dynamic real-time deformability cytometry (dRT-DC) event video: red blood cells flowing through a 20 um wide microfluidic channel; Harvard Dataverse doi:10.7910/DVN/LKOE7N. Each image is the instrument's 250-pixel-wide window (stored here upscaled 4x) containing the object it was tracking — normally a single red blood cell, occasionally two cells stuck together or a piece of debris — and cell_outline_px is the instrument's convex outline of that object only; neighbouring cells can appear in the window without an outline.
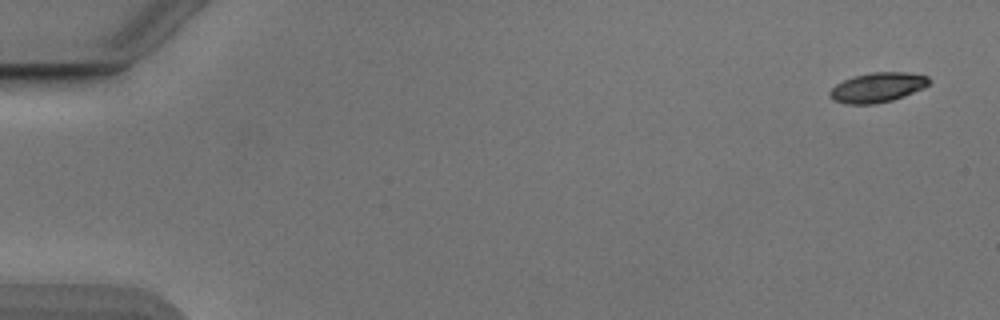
{"species": "Egyptian fruit bat (a non-hibernating species)", "species_latin": "Rousettus aegyptiacus", "temperature_condition": "cold", "stored_images_in_passage": 52, "camera_frame_rate_fps": 3000, "um_per_image_px": 0.085, "animal": {"sex": "male"}, "frame": {"image": 1, "passage_image": 1, "time_ms": 0.0, "image_size_px": [1000, 320], "cell_outline_px": [[932, 80], [924, 88], [904, 96], [892, 100], [872, 104], [848, 104], [832, 100], [828, 96], [828, 92], [836, 84], [852, 76], [872, 72], [908, 72], [928, 76]], "centroid_in_image_um": [74.58, 7.42], "position_along_channel_um": 10.4, "area_um2": 17.34}}
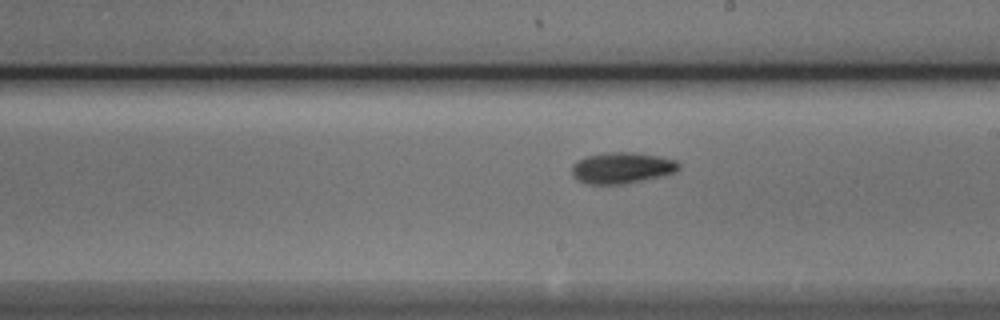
{"frame": {"image": 2, "passage_image": 30, "time_ms": 9.667, "image_size_px": [1000, 320], "cell_outline_px": [[680, 168], [676, 172], [664, 176], [624, 184], [588, 184], [572, 176], [572, 164], [588, 156], [604, 152], [632, 152], [660, 156], [676, 160], [680, 164]], "centroid_in_image_um": [52.91, 14.27], "position_along_channel_um": 236.1, "area_um2": 19.54}}
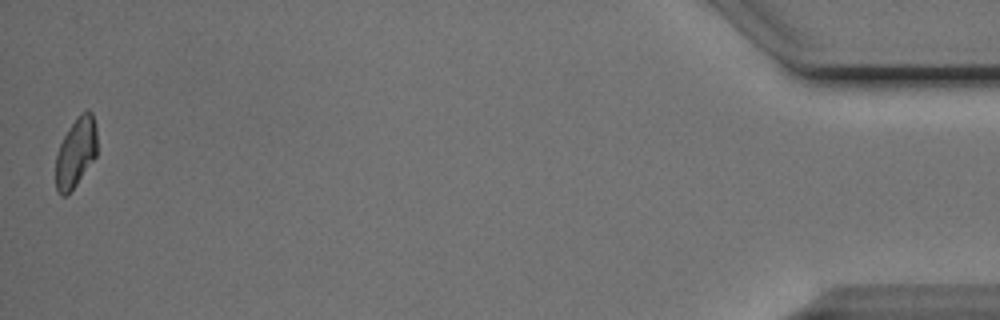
{"frame": {"image": 3, "passage_image": 52, "time_ms": 17.0, "image_size_px": [1000, 320], "cell_outline_px": [[96, 156], [76, 184], [64, 196], [60, 196], [56, 188], [56, 156], [60, 144], [68, 128], [76, 116], [80, 112], [88, 108], [92, 112], [96, 124]], "centroid_in_image_um": [6.45, 12.89], "position_along_channel_um": 428.7, "area_um2": 16.76}, "authors_computed_cell_mechanics": {"area_um2": 17.7735, "velocity_mm_per_s": 3.8608, "shape_relaxation_time_tau1_ms": 2.3768, "shape_relaxation_time_tau2_ms": 7.7751, "deformation_change_tau1": 0.1152, "deformation_change_tau2": 0.1421}}